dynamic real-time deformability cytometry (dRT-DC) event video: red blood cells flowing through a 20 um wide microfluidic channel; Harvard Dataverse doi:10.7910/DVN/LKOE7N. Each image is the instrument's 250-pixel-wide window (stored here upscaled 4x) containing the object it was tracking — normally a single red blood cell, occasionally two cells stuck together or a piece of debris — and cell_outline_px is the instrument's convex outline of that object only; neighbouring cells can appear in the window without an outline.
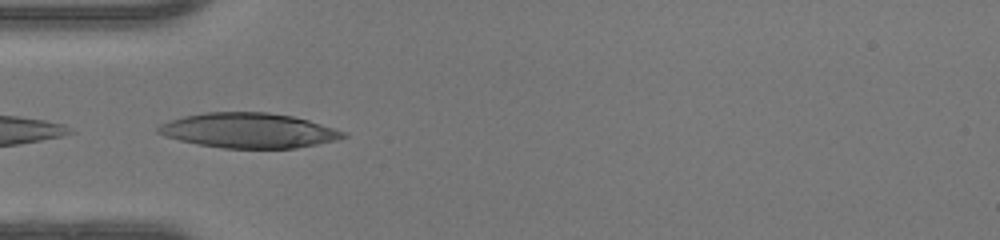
{"species": "human", "species_latin": "Homo sapiens", "temperature_condition": "warm", "stored_images_in_passage": 5, "camera_frame_rate_fps": 3000, "um_per_image_px": 0.085, "donor": {"sex": "female"}, "frame": {"image": 1, "passage_image": 1, "time_ms": 0.0, "image_size_px": [1000, 240], "cell_outline_px": [[348, 136], [336, 140], [296, 148], [224, 148], [200, 144], [180, 140], [164, 136], [156, 132], [156, 128], [160, 124], [184, 116], [204, 112], [268, 112], [292, 116], [308, 120], [348, 132]], "centroid_in_image_um": [21.16, 11.09], "position_along_channel_um": 63.8, "area_um2": 37.57}}